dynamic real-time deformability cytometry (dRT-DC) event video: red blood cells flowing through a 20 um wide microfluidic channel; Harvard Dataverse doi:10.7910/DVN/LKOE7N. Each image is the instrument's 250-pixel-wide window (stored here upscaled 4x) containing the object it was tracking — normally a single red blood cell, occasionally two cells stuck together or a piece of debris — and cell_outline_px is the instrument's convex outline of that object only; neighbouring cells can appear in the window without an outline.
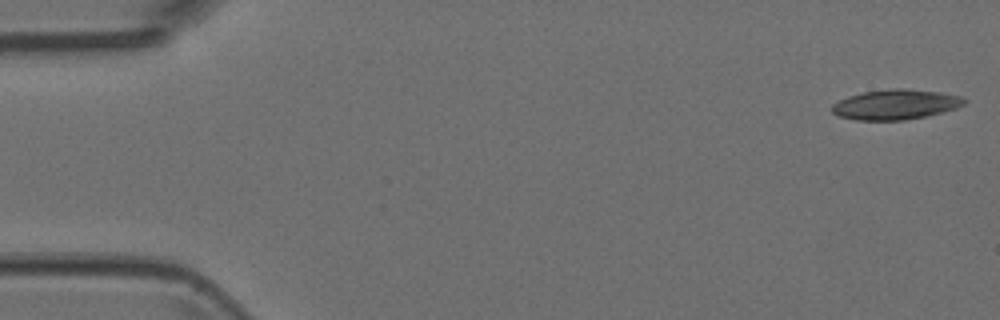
{"species": "Egyptian fruit bat (a non-hibernating species)", "species_latin": "Rousettus aegyptiacus", "temperature_condition": "room temperature", "stored_images_in_passage": 3, "camera_frame_rate_fps": 3000, "um_per_image_px": 0.085, "animal": {"sex": "female"}, "frame": {"image": 1, "passage_image": 1, "time_ms": 0.0, "image_size_px": [1000, 320], "cell_outline_px": [[968, 100], [964, 104], [956, 108], [924, 116], [904, 120], [856, 120], [836, 116], [832, 112], [832, 104], [848, 96], [864, 92], [892, 88], [904, 88], [940, 92], [964, 96]], "centroid_in_image_um": [76.13, 8.87], "position_along_channel_um": 8.9, "area_um2": 23.18}}